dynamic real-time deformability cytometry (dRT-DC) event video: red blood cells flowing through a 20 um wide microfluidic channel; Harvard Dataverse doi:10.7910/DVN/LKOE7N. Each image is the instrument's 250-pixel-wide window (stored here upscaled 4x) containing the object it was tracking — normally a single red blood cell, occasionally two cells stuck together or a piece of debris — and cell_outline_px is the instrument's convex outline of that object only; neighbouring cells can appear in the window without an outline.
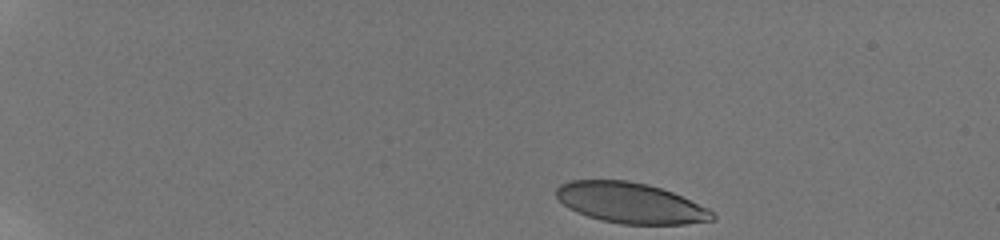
{"species": "human", "species_latin": "Homo sapiens", "temperature_condition": "room temperature", "stored_images_in_passage": 43, "camera_frame_rate_fps": 3000, "um_per_image_px": 0.085, "donor": {"sex": "male"}, "frame": {"image": 1, "passage_image": 1, "time_ms": 0.0, "image_size_px": [1000, 240], "cell_outline_px": [[716, 216], [712, 220], [684, 224], [620, 224], [600, 220], [576, 212], [568, 208], [556, 196], [556, 188], [560, 184], [568, 180], [628, 180], [648, 184], [672, 192], [708, 208]], "centroid_in_image_um": [53.56, 17.24], "position_along_channel_um": 31.4, "area_um2": 36.88}}
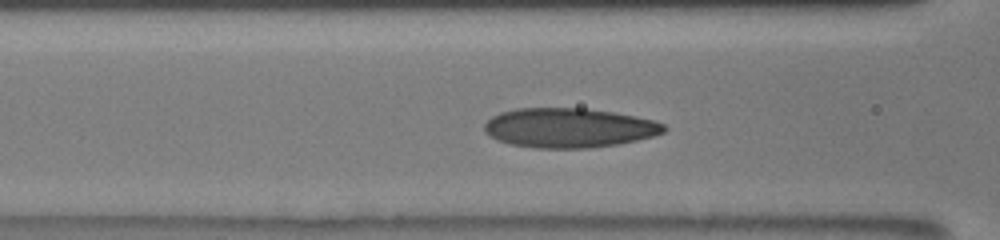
{"frame": {"image": 2, "passage_image": 17, "time_ms": 5.333, "image_size_px": [1000, 240], "cell_outline_px": [[668, 128], [664, 132], [652, 136], [636, 140], [616, 144], [588, 148], [536, 148], [512, 144], [496, 140], [484, 132], [484, 124], [492, 116], [500, 112], [516, 108], [584, 108], [612, 112], [636, 116], [652, 120], [664, 124]], "centroid_in_image_um": [48.33, 10.86], "position_along_channel_um": 118.3, "area_um2": 41.33}}
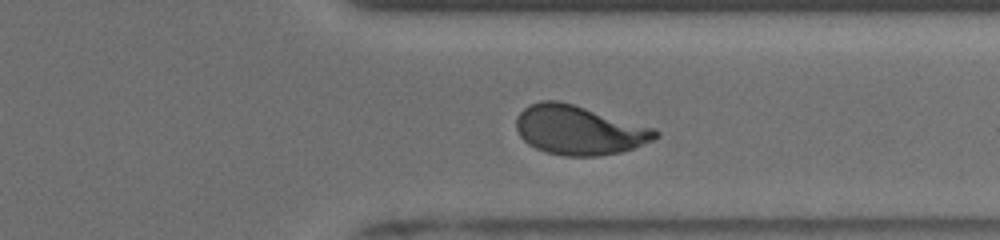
{"frame": {"image": 3, "passage_image": 37, "time_ms": 11.667, "image_size_px": [1000, 240], "cell_outline_px": [[660, 136], [652, 140], [632, 148], [620, 152], [596, 156], [564, 156], [544, 152], [528, 144], [520, 136], [516, 128], [516, 116], [528, 104], [540, 100], [556, 100], [572, 104], [656, 128], [660, 132]], "centroid_in_image_um": [49.19, 11.06], "position_along_channel_um": 362.2, "area_um2": 39.94}, "authors_computed_cell_mechanics": {"area_um2": 39.3618, "velocity_mm_per_s": 3.8553, "shape_relaxation_time_tau1_ms": 4.8078, "shape_relaxation_time_tau2_ms": 0.8342, "deformation_change_tau1": 0.1906, "deformation_change_tau2": 0.0744}}